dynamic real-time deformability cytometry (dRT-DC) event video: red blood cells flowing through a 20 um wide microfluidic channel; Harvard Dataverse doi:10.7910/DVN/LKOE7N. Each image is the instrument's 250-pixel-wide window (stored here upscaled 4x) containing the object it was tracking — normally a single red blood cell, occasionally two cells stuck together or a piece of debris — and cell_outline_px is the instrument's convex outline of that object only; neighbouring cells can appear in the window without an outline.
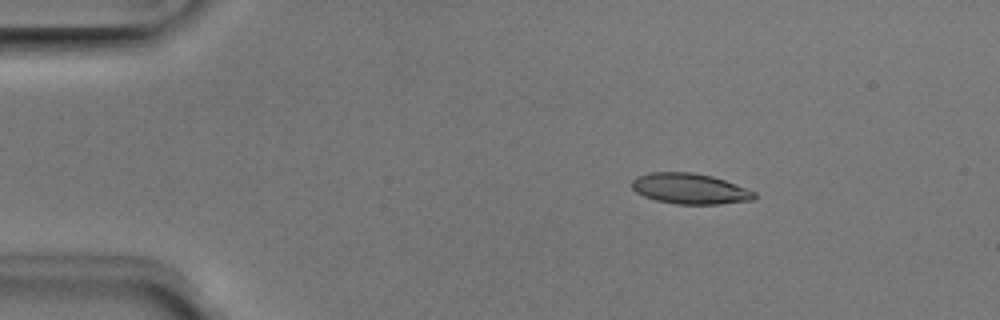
{"species": "Egyptian fruit bat (a non-hibernating species)", "species_latin": "Rousettus aegyptiacus", "temperature_condition": "room temperature", "stored_images_in_passage": 4, "camera_frame_rate_fps": 3000, "um_per_image_px": 0.085, "animal": {"sex": "male"}, "frame": {"image": 1, "passage_image": 2, "time_ms": 0.333, "image_size_px": [1000, 320], "cell_outline_px": [[756, 196], [752, 200], [720, 204], [676, 204], [656, 200], [644, 196], [636, 192], [632, 188], [632, 180], [636, 176], [652, 172], [692, 172], [712, 176], [724, 180], [756, 192]], "centroid_in_image_um": [58.62, 16.04], "position_along_channel_um": 26.4, "area_um2": 21.79}}
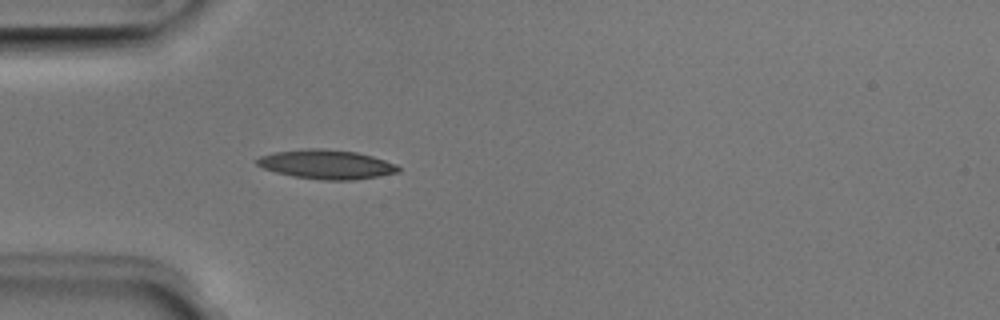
{"frame": {"image": 2, "passage_image": 4, "time_ms": 1.0, "image_size_px": [1000, 320], "cell_outline_px": [[400, 172], [352, 180], [324, 180], [292, 176], [276, 172], [264, 168], [256, 164], [256, 160], [260, 156], [272, 152], [304, 148], [320, 148], [356, 152], [372, 156], [396, 164], [400, 168]], "centroid_in_image_um": [27.72, 13.96], "position_along_channel_um": 57.3, "area_um2": 23.99}}